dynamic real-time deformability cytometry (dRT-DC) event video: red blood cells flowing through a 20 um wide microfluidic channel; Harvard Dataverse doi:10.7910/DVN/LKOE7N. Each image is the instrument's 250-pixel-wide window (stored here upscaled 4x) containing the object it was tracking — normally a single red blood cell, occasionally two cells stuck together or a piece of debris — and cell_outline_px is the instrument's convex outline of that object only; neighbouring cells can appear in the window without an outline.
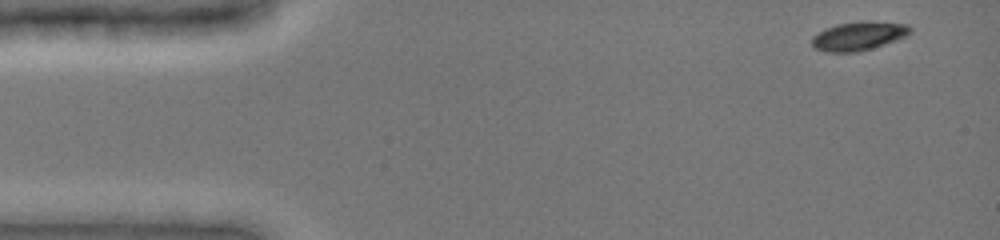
{"species": "common noctule bat (a hibernating species)", "species_latin": "Nyctalus noctula", "temperature_condition": "cold", "stored_images_in_passage": 5, "camera_frame_rate_fps": 3000, "um_per_image_px": 0.085, "animal": {"sex": "female", "body_mass_g": 19.0, "forearm_length_mm": 51.5}, "frame": {"image": 1, "passage_image": 1, "time_ms": 0.0, "image_size_px": [1000, 240], "cell_outline_px": [[912, 32], [896, 40], [872, 48], [856, 52], [828, 52], [816, 48], [812, 44], [812, 36], [824, 28], [836, 24], [908, 24], [912, 28]], "centroid_in_image_um": [72.92, 3.11], "position_along_channel_um": 12.1, "area_um2": 15.49}}
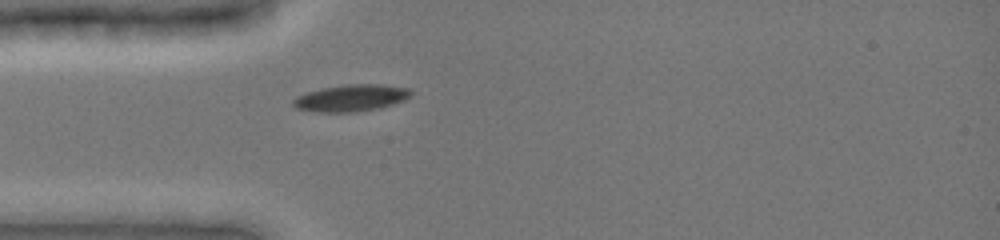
{"frame": {"image": 2, "passage_image": 5, "time_ms": 1.333, "image_size_px": [1000, 240], "cell_outline_px": [[412, 96], [404, 100], [380, 108], [356, 112], [316, 112], [296, 108], [292, 104], [292, 100], [296, 96], [320, 88], [348, 84], [380, 84], [408, 88], [412, 92]], "centroid_in_image_um": [29.83, 8.33], "position_along_channel_um": 55.2, "area_um2": 18.5}}